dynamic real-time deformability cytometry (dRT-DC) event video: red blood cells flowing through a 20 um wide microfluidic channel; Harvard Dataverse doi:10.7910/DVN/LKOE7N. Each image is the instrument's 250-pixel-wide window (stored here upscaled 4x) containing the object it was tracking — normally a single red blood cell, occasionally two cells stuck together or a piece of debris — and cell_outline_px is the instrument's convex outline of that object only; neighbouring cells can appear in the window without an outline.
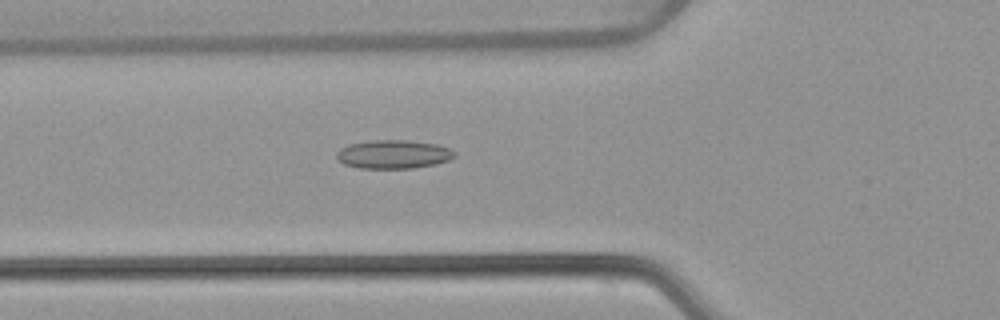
{"species": "common noctule bat (a hibernating species)", "species_latin": "Nyctalus noctula", "temperature_condition": "warm", "stored_images_in_passage": 53, "camera_frame_rate_fps": 3000, "um_per_image_px": 0.085, "animal": {"sex": "female", "body_mass_g": 22.7, "forearm_length_mm": 54.2}, "frame": {"image": 1, "passage_image": 19, "time_ms": 6.0, "image_size_px": [1000, 320], "cell_outline_px": [[456, 156], [448, 160], [436, 164], [412, 168], [360, 168], [344, 164], [336, 156], [336, 152], [340, 148], [348, 144], [372, 140], [408, 140], [436, 144], [448, 148], [456, 152]], "centroid_in_image_um": [33.44, 13.11], "position_along_channel_um": 92.4, "area_um2": 19.65}}
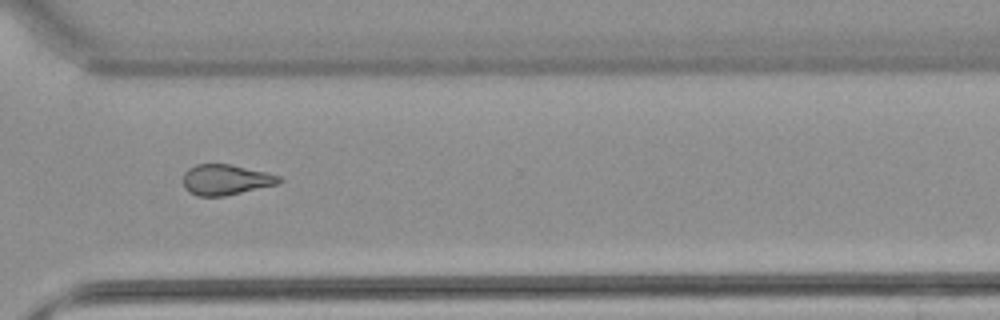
{"frame": {"image": 2, "passage_image": 39, "time_ms": 12.667, "image_size_px": [1000, 320], "cell_outline_px": [[284, 180], [276, 184], [224, 196], [196, 196], [188, 192], [184, 188], [184, 172], [188, 168], [196, 164], [232, 164], [268, 172], [284, 176]], "centroid_in_image_um": [19.21, 15.26], "position_along_channel_um": 351.4, "area_um2": 17.28}}
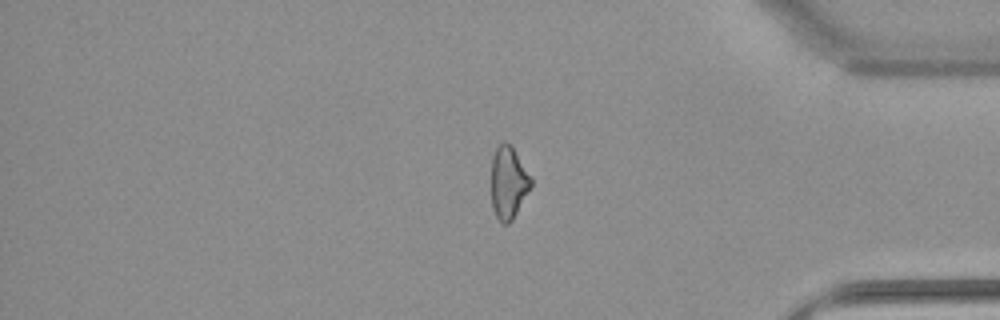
{"frame": {"image": 3, "passage_image": 44, "time_ms": 14.333, "image_size_px": [1000, 320], "cell_outline_px": [[532, 184], [512, 220], [508, 224], [504, 224], [496, 216], [492, 208], [492, 156], [496, 148], [504, 140], [512, 148], [532, 180]], "centroid_in_image_um": [43.19, 15.54], "position_along_channel_um": 392.0, "area_um2": 16.18}, "authors_computed_cell_mechanics": {"area_um2": 18.496, "velocity_mm_per_s": 3.8813, "shape_relaxation_time_tau1_ms": null, "shape_relaxation_time_tau2_ms": 2.9227, "deformation_change_tau1": null, "deformation_change_tau2": 0.1127}}